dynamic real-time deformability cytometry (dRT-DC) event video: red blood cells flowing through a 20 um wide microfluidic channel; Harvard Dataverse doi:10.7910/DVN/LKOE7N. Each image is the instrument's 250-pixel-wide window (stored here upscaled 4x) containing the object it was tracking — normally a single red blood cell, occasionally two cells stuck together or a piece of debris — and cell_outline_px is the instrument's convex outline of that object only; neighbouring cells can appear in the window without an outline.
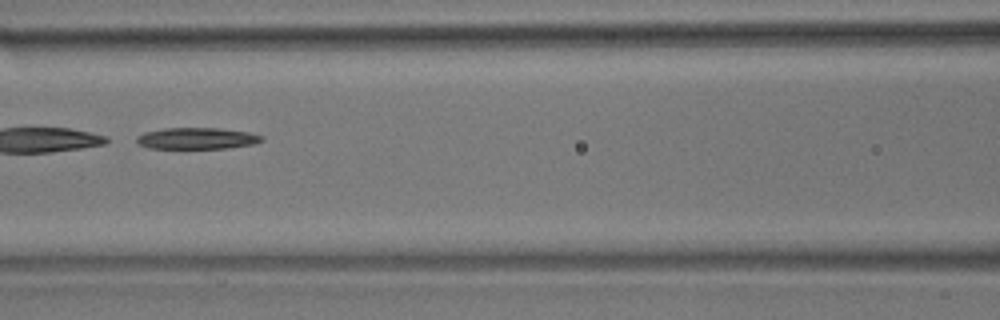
{"species": "common noctule bat (a hibernating species)", "species_latin": "Nyctalus noctula", "temperature_condition": "room temperature", "stored_images_in_passage": 51, "camera_frame_rate_fps": 3000, "um_per_image_px": 0.085, "animal": {"sex": "male", "body_mass_g": 17.9}, "frame": {"image": 1, "passage_image": 22, "time_ms": 7.0, "image_size_px": [1000, 320], "cell_outline_px": [[264, 140], [252, 144], [228, 148], [148, 148], [140, 144], [136, 140], [136, 136], [144, 132], [164, 128], [220, 128], [248, 132], [264, 136]], "centroid_in_image_um": [16.74, 11.75], "position_along_channel_um": 149.9, "area_um2": 15.61}}